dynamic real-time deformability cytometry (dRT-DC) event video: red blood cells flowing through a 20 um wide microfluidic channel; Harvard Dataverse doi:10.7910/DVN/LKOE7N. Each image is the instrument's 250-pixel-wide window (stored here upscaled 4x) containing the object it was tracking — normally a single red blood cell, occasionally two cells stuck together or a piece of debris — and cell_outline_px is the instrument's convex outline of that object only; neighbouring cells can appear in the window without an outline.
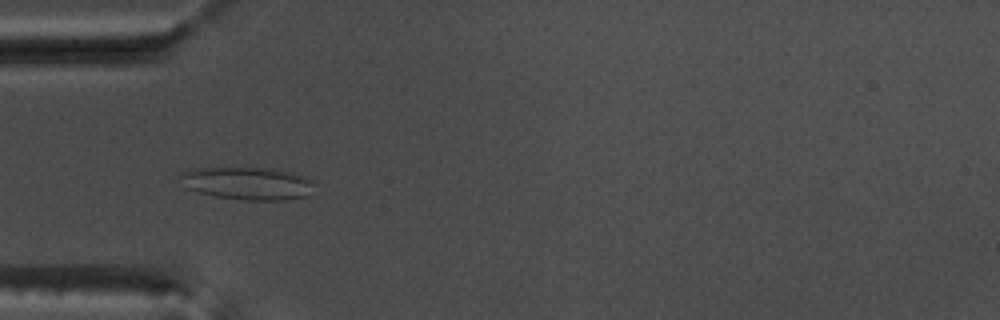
{"species": "common noctule bat (a hibernating species)", "species_latin": "Nyctalus noctula", "temperature_condition": "warm", "stored_images_in_passage": 54, "camera_frame_rate_fps": 3000, "um_per_image_px": 0.085, "animal": {"sex": "male", "body_mass_g": 17.5, "forearm_length_mm": 52.3}, "frame": {"image": 1, "passage_image": 17, "time_ms": 5.333, "image_size_px": [1000, 320], "cell_outline_px": [[312, 184], [308, 196], [284, 200], [244, 200], [216, 196], [184, 188], [176, 176], [184, 172], [196, 168], [276, 168], [292, 172], [304, 176], [312, 180]], "centroid_in_image_um": [21.0, 15.58], "position_along_channel_um": 64.0, "area_um2": 25.66}}
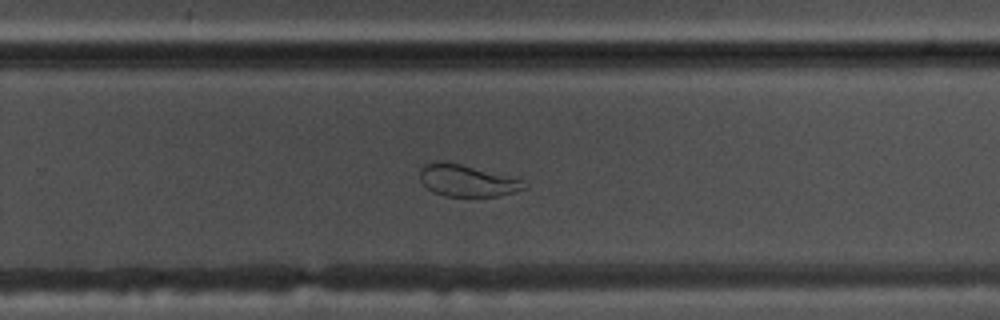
{"frame": {"image": 2, "passage_image": 35, "time_ms": 11.333, "image_size_px": [1000, 320], "cell_outline_px": [[528, 188], [496, 196], [444, 196], [432, 192], [420, 180], [420, 168], [424, 164], [436, 160], [460, 164], [508, 176], [520, 180]], "centroid_in_image_um": [39.62, 15.35], "position_along_channel_um": 290.2, "area_um2": 19.02}}
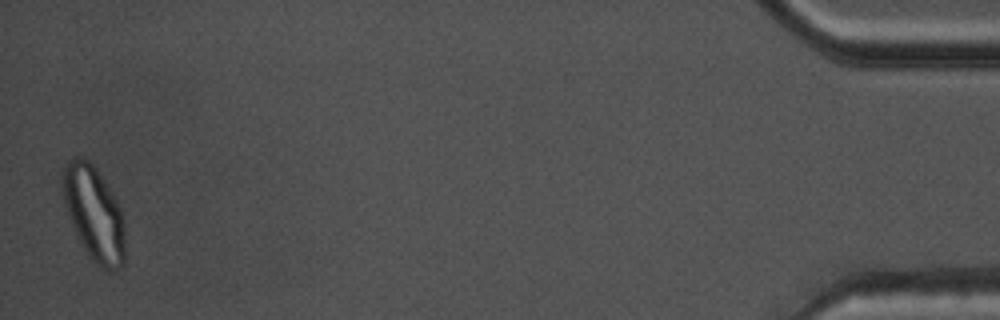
{"frame": {"image": 3, "passage_image": 53, "time_ms": 17.333, "image_size_px": [1000, 320], "cell_outline_px": [[124, 264], [116, 272], [108, 272], [96, 264], [88, 256], [72, 224], [64, 204], [64, 168], [68, 160], [72, 156], [80, 156], [88, 160], [96, 168], [112, 192], [120, 208], [124, 220]], "centroid_in_image_um": [8.02, 18.18], "position_along_channel_um": 427.2, "area_um2": 34.1}, "authors_computed_cell_mechanics": {"area_um2": 26.8192, "velocity_mm_per_s": 3.7851, "shape_relaxation_time_tau1_ms": null, "shape_relaxation_time_tau2_ms": 1.1585, "deformation_change_tau1": null, "deformation_change_tau2": 0.076}}